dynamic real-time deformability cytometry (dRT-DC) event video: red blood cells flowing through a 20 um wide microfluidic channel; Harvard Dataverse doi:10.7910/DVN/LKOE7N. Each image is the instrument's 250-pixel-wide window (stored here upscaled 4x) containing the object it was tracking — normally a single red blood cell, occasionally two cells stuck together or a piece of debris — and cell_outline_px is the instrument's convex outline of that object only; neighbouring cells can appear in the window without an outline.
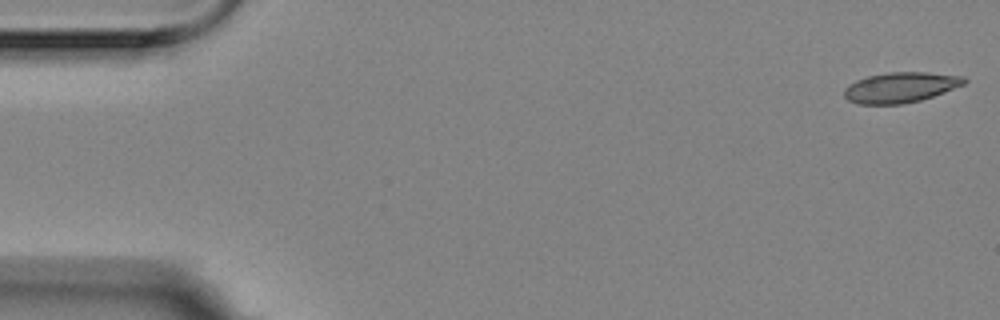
{"species": "Egyptian fruit bat (a non-hibernating species)", "species_latin": "Rousettus aegyptiacus", "temperature_condition": "room temperature", "stored_images_in_passage": 56, "camera_frame_rate_fps": 3000, "um_per_image_px": 0.085, "animal": {"sex": "female"}, "frame": {"image": 1, "passage_image": 1, "time_ms": 0.0, "image_size_px": [1000, 320], "cell_outline_px": [[968, 80], [964, 84], [944, 92], [920, 100], [904, 104], [856, 104], [848, 100], [844, 96], [844, 88], [848, 84], [856, 80], [868, 76], [888, 72], [928, 72], [964, 76]], "centroid_in_image_um": [76.53, 7.42], "position_along_channel_um": 8.5, "area_um2": 21.33}}
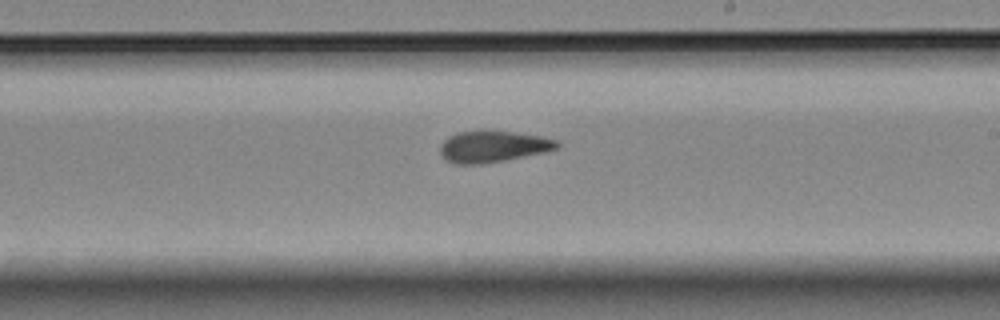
{"frame": {"image": 2, "passage_image": 32, "time_ms": 10.333, "image_size_px": [1000, 320], "cell_outline_px": [[560, 144], [556, 148], [544, 152], [484, 164], [456, 164], [444, 160], [440, 156], [440, 144], [448, 136], [456, 132], [512, 132], [540, 136], [556, 140]], "centroid_in_image_um": [41.83, 12.48], "position_along_channel_um": 247.2, "area_um2": 21.1}}
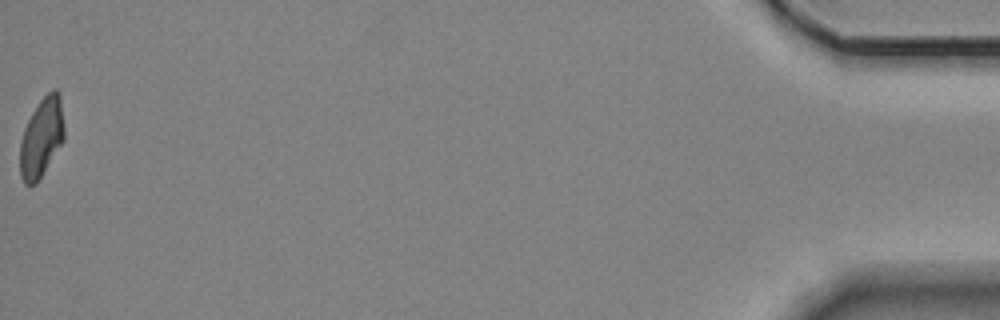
{"frame": {"image": 3, "passage_image": 56, "time_ms": 18.333, "image_size_px": [1000, 320], "cell_outline_px": [[64, 140], [36, 184], [24, 184], [20, 176], [20, 140], [24, 128], [32, 112], [40, 100], [52, 88], [56, 88], [60, 92], [64, 124]], "centroid_in_image_um": [3.54, 11.66], "position_along_channel_um": 431.7, "area_um2": 20.58}, "authors_computed_cell_mechanics": {"area_um2": 21.5305, "velocity_mm_per_s": 3.5344, "shape_relaxation_time_tau1_ms": 5.4147, "shape_relaxation_time_tau2_ms": 1.6051, "deformation_change_tau1": 0.1604, "deformation_change_tau2": 0.0872}}